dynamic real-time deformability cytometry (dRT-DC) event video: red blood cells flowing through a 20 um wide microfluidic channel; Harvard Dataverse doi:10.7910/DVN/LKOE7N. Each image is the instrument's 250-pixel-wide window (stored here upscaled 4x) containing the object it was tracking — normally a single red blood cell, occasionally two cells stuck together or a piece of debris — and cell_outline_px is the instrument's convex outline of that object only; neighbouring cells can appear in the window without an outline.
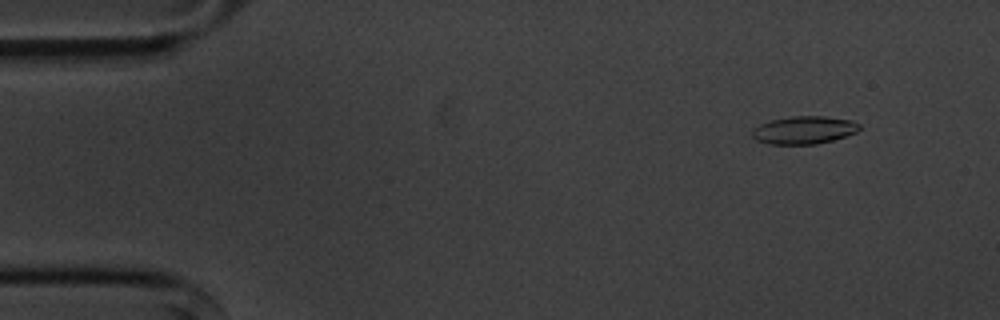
{"species": "common noctule bat (a hibernating species)", "species_latin": "Nyctalus noctula", "temperature_condition": "cold", "stored_images_in_passage": 55, "camera_frame_rate_fps": 3000, "um_per_image_px": 0.085, "animal": {"sex": "male", "body_mass_g": 20.1, "forearm_length_mm": 53.5}, "frame": {"image": 1, "passage_image": 5, "time_ms": 1.333, "image_size_px": [1000, 320], "cell_outline_px": [[860, 128], [856, 132], [832, 140], [816, 144], [768, 144], [756, 140], [752, 136], [752, 132], [760, 124], [772, 120], [792, 116], [824, 116], [852, 120], [860, 124]], "centroid_in_image_um": [68.35, 11.05], "position_along_channel_um": 16.7, "area_um2": 17.22}}
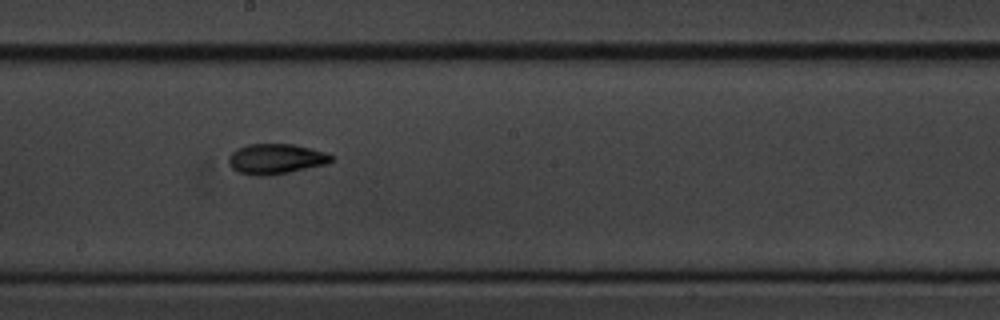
{"frame": {"image": 2, "passage_image": 30, "time_ms": 9.667, "image_size_px": [1000, 320], "cell_outline_px": [[332, 160], [328, 164], [268, 176], [256, 176], [236, 172], [228, 164], [228, 156], [236, 148], [248, 144], [292, 144], [312, 148], [328, 152], [332, 156]], "centroid_in_image_um": [23.43, 13.51], "position_along_channel_um": 224.8, "area_um2": 18.38}}
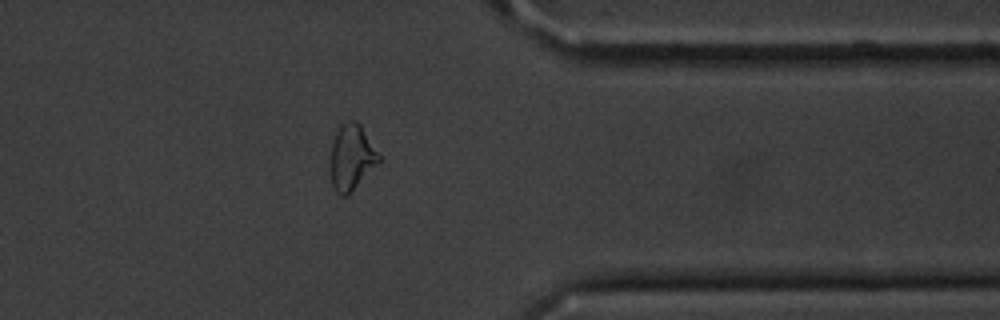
{"frame": {"image": 3, "passage_image": 44, "time_ms": 14.333, "image_size_px": [1000, 320], "cell_outline_px": [[380, 160], [344, 196], [340, 196], [336, 192], [332, 184], [328, 168], [332, 144], [336, 132], [340, 124], [348, 120], [356, 120], [360, 124], [380, 156]], "centroid_in_image_um": [29.81, 13.32], "position_along_channel_um": 381.6, "area_um2": 18.15}, "authors_computed_cell_mechanics": {"area_um2": 17.3978, "velocity_mm_per_s": 3.5909, "shape_relaxation_time_tau1_ms": 6.1042, "shape_relaxation_time_tau2_ms": 5.4157, "deformation_change_tau1": 0.1754, "deformation_change_tau2": 0.1189}}